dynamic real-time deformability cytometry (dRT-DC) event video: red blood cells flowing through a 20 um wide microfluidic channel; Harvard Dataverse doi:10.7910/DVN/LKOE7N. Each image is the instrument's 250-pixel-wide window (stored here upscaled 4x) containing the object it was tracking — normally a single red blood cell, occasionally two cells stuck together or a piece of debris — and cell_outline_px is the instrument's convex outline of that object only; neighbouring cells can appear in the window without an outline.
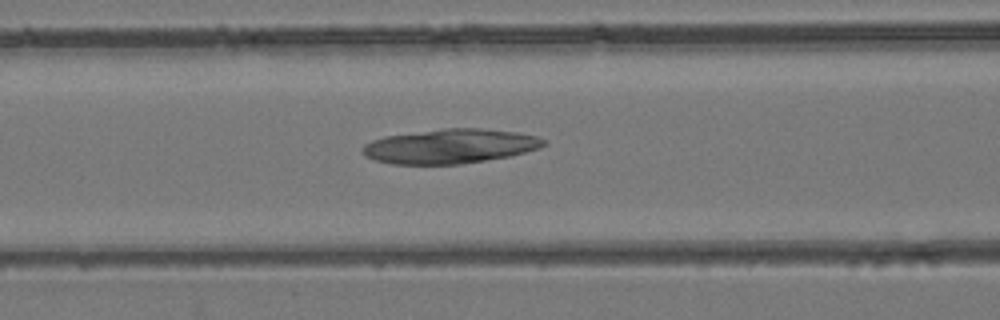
{"species": "common noctule bat (a hibernating species)", "species_latin": "Nyctalus noctula", "temperature_condition": "room temperature", "stored_images_in_passage": 45, "camera_frame_rate_fps": 3000, "um_per_image_px": 0.085, "animal": {"sex": "female", "body_mass_g": 24.6, "forearm_length_mm": 56.2}, "frame": {"image": 1, "passage_image": 19, "time_ms": 6.0, "image_size_px": [1000, 320], "cell_outline_px": [[548, 144], [540, 148], [512, 156], [460, 164], [392, 164], [376, 160], [364, 156], [360, 152], [360, 148], [364, 144], [372, 140], [384, 136], [444, 128], [480, 128], [516, 132], [536, 136], [548, 140]], "centroid_in_image_um": [38.26, 12.43], "position_along_channel_um": 128.3, "area_um2": 36.7}}
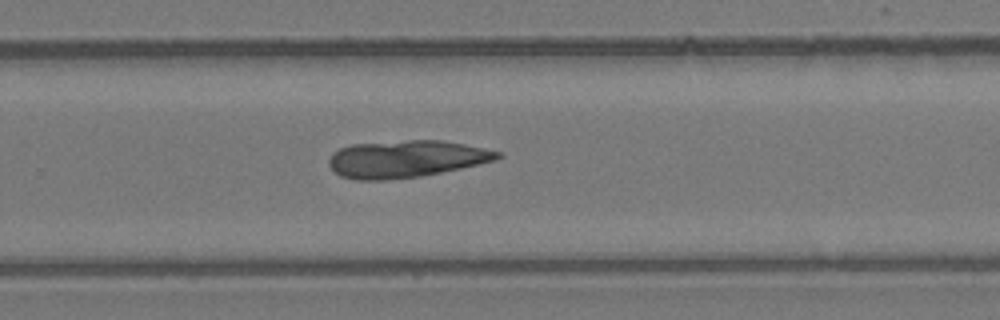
{"frame": {"image": 2, "passage_image": 30, "time_ms": 9.667, "image_size_px": [1000, 320], "cell_outline_px": [[504, 156], [496, 160], [460, 168], [420, 176], [384, 180], [356, 180], [340, 176], [328, 164], [328, 160], [332, 152], [340, 148], [352, 144], [408, 140], [444, 140], [484, 148], [500, 152]], "centroid_in_image_um": [34.5, 13.5], "position_along_channel_um": 295.3, "area_um2": 36.41}}
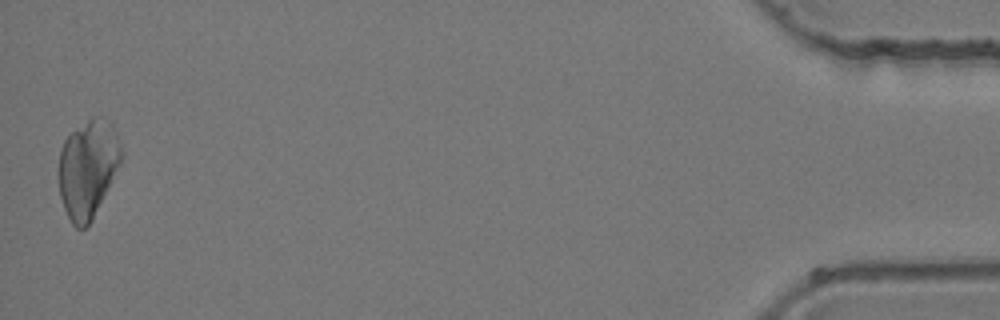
{"frame": {"image": 3, "passage_image": 45, "time_ms": 14.667, "image_size_px": [1000, 320], "cell_outline_px": [[124, 156], [92, 220], [84, 228], [76, 228], [72, 224], [64, 208], [60, 196], [56, 172], [60, 148], [64, 140], [72, 132], [92, 116], [104, 116], [112, 124], [116, 132], [124, 152]], "centroid_in_image_um": [7.46, 14.3], "position_along_channel_um": 427.7, "area_um2": 36.3}}